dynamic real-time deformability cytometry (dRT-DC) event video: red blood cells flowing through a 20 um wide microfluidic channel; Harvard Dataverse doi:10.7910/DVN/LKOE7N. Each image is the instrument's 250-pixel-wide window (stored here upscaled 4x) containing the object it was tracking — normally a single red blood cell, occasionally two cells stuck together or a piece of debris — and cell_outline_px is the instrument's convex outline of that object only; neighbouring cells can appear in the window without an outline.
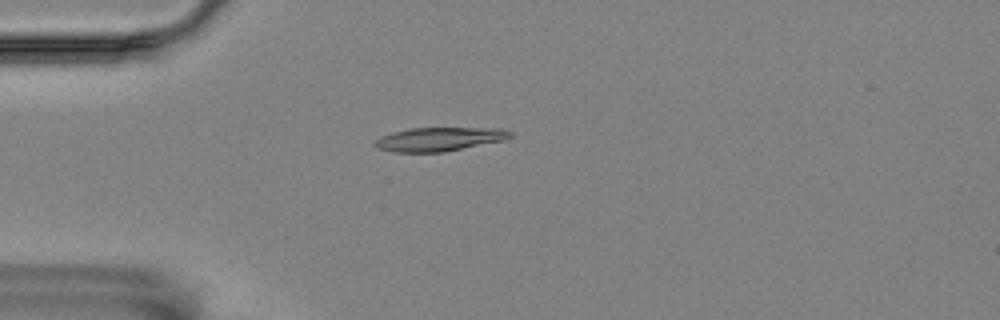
{"species": "Egyptian fruit bat (a non-hibernating species)", "species_latin": "Rousettus aegyptiacus", "temperature_condition": "room temperature", "stored_images_in_passage": 4, "camera_frame_rate_fps": 3000, "um_per_image_px": 0.085, "animal": {"sex": "female"}, "frame": {"image": 1, "passage_image": 4, "time_ms": 1.0, "image_size_px": [1000, 320], "cell_outline_px": [[512, 136], [504, 140], [444, 152], [392, 152], [376, 148], [372, 144], [372, 140], [380, 136], [392, 132], [408, 128], [500, 128], [512, 132]], "centroid_in_image_um": [37.25, 11.83], "position_along_channel_um": 47.7, "area_um2": 18.96}}